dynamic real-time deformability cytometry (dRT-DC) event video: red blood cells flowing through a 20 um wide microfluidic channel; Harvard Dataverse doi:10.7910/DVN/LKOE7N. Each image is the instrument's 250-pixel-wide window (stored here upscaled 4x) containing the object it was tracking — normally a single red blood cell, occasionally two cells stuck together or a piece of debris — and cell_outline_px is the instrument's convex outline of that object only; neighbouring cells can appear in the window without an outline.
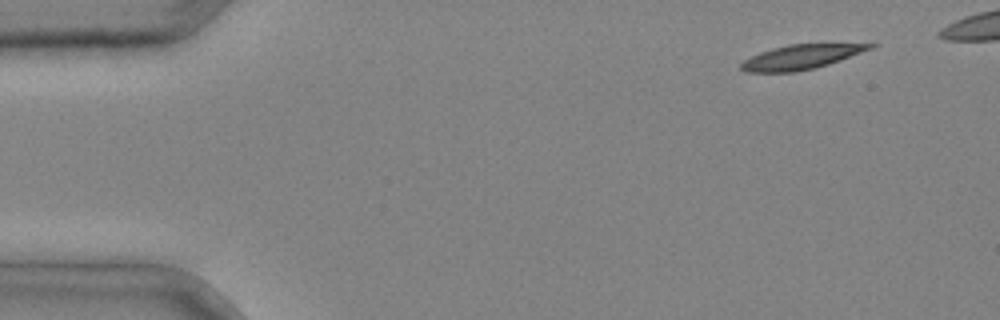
{"species": "common noctule bat (a hibernating species)", "species_latin": "Nyctalus noctula", "temperature_condition": "cold", "stored_images_in_passage": 4, "camera_frame_rate_fps": 3000, "um_per_image_px": 0.085, "animal": {"sex": "male", "body_mass_g": 20.4}, "frame": {"image": 1, "passage_image": 1, "time_ms": 0.0, "image_size_px": [1000, 320], "cell_outline_px": [[880, 44], [872, 48], [840, 60], [816, 68], [796, 72], [744, 72], [740, 68], [740, 64], [744, 60], [760, 52], [772, 48], [788, 44]], "centroid_in_image_um": [68.04, 4.85], "position_along_channel_um": 17.0, "area_um2": 18.26}}